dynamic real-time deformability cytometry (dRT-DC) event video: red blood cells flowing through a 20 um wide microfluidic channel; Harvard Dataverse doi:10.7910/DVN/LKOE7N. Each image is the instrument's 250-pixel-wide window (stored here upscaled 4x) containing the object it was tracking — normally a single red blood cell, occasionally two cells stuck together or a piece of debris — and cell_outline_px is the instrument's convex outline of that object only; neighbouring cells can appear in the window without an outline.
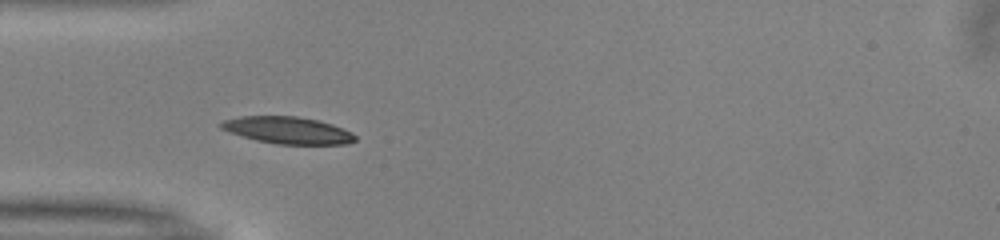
{"species": "common noctule bat (a hibernating species)", "species_latin": "Nyctalus noctula", "temperature_condition": "warm", "stored_images_in_passage": 32, "camera_frame_rate_fps": 3000, "um_per_image_px": 0.085, "animal": {"sex": "male", "body_mass_g": 13.0, "forearm_length_mm": 53.1}, "frame": {"image": 1, "passage_image": 1, "time_ms": 0.0, "image_size_px": [1000, 240], "cell_outline_px": [[356, 140], [348, 144], [276, 144], [256, 140], [220, 128], [216, 124], [224, 120], [240, 116], [296, 116], [320, 120], [332, 124], [352, 132], [356, 136]], "centroid_in_image_um": [24.47, 11.06], "position_along_channel_um": 60.5, "area_um2": 21.1}}
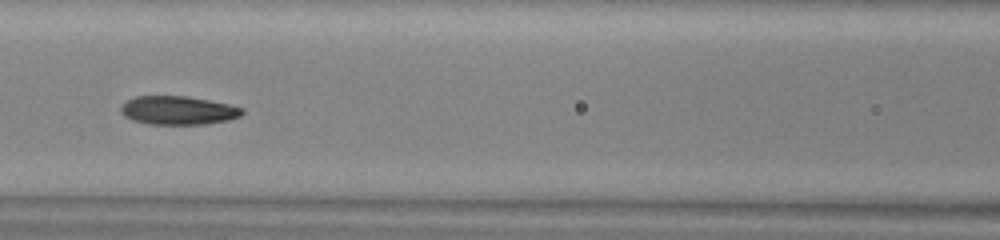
{"frame": {"image": 2, "passage_image": 8, "time_ms": 2.333, "image_size_px": [1000, 240], "cell_outline_px": [[244, 112], [240, 116], [228, 120], [204, 124], [148, 124], [132, 120], [124, 116], [120, 112], [120, 108], [128, 100], [136, 96], [184, 96], [208, 100], [228, 104], [244, 108]], "centroid_in_image_um": [15.13, 9.38], "position_along_channel_um": 151.5, "area_um2": 20.11}}
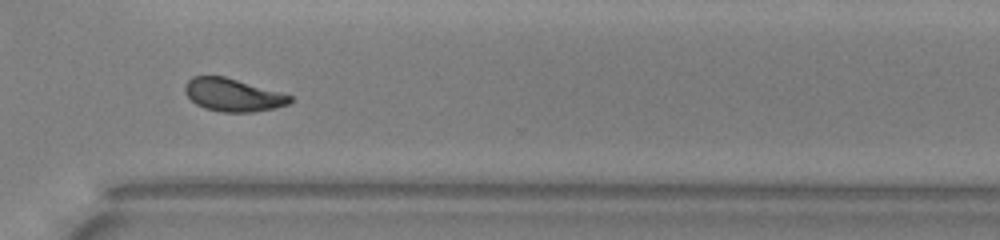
{"frame": {"image": 3, "passage_image": 23, "time_ms": 7.333, "image_size_px": [1000, 240], "cell_outline_px": [[292, 100], [288, 104], [276, 108], [252, 112], [220, 112], [204, 108], [196, 104], [184, 92], [184, 84], [192, 76], [224, 76], [280, 92], [292, 96]], "centroid_in_image_um": [19.77, 8.07], "position_along_channel_um": 350.8, "area_um2": 20.11}, "authors_computed_cell_mechanics": {"area_um2": 20.3167, "velocity_mm_per_s": 3.9826, "shape_relaxation_time_tau1_ms": 2.6578, "shape_relaxation_time_tau2_ms": 2.0406, "deformation_change_tau1": 0.1575, "deformation_change_tau2": 0.0733}}